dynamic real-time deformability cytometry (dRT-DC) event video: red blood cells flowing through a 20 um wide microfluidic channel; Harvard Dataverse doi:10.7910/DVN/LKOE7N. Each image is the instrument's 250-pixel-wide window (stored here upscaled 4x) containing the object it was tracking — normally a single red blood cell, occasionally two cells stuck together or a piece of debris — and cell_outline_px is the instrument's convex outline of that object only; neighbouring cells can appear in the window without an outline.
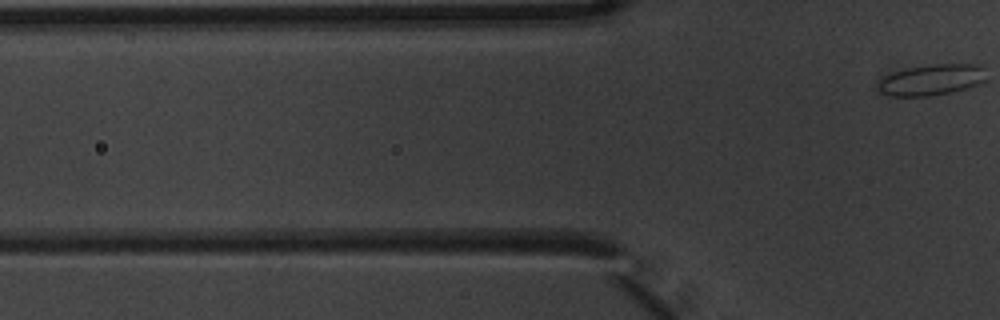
{"species": "common noctule bat (a hibernating species)", "species_latin": "Nyctalus noctula", "temperature_condition": "warm", "stored_images_in_passage": 7, "camera_frame_rate_fps": 3000, "um_per_image_px": 0.085, "animal": {"sex": "male", "body_mass_g": 20.1, "forearm_length_mm": 53.5}, "frame": {"image": 1, "passage_image": 7, "time_ms": 2.0, "image_size_px": [1000, 320], "cell_outline_px": [[984, 80], [976, 84], [964, 88], [948, 92], [928, 96], [888, 96], [880, 92], [876, 88], [876, 80], [892, 72], [908, 68], [932, 64], [980, 64], [984, 68]], "centroid_in_image_um": [79.07, 6.78], "position_along_channel_um": 46.7, "area_um2": 19.54}}